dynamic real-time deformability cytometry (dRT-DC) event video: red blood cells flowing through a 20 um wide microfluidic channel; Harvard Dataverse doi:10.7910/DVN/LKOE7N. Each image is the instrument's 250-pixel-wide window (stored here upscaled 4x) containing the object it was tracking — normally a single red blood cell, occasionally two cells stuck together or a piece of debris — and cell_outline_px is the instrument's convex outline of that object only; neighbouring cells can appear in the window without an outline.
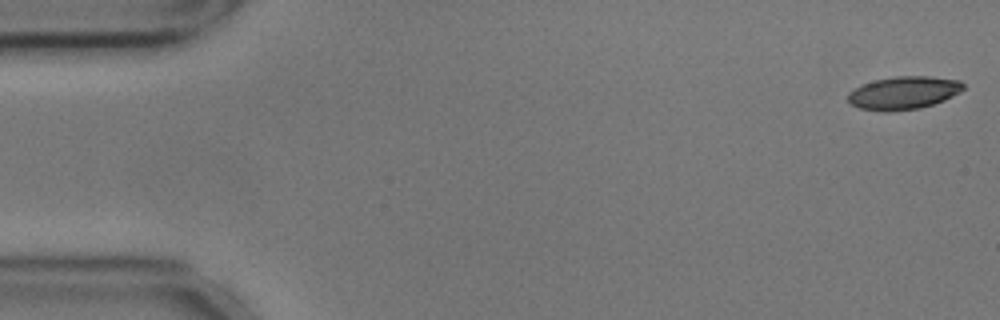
{"species": "common noctule bat (a hibernating species)", "species_latin": "Nyctalus noctula", "temperature_condition": "cold", "stored_images_in_passage": 55, "camera_frame_rate_fps": 3000, "um_per_image_px": 0.085, "animal": {"sex": "male", "body_mass_g": 17.9, "forearm_length_mm": 54.2}, "frame": {"image": 1, "passage_image": 1, "time_ms": 0.0, "image_size_px": [1000, 320], "cell_outline_px": [[964, 88], [960, 92], [944, 100], [920, 108], [888, 112], [880, 112], [860, 108], [852, 104], [848, 100], [848, 92], [864, 84], [876, 80], [896, 76], [928, 76], [960, 80], [964, 84]], "centroid_in_image_um": [76.82, 7.9], "position_along_channel_um": 8.2, "area_um2": 22.08}}
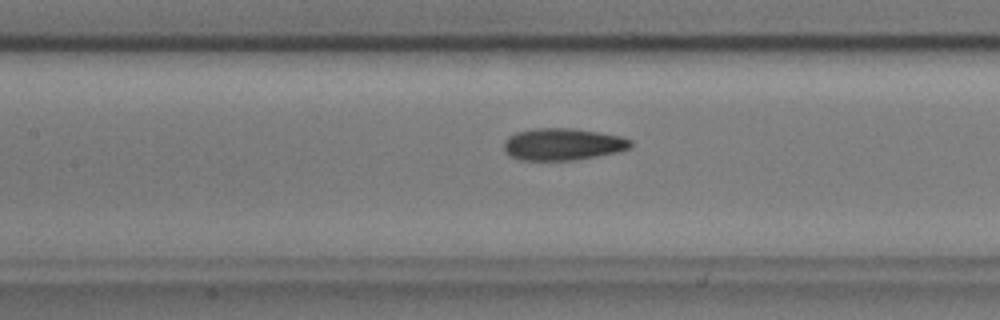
{"frame": {"image": 2, "passage_image": 24, "time_ms": 7.667, "image_size_px": [1000, 320], "cell_outline_px": [[632, 144], [628, 148], [620, 152], [572, 160], [520, 160], [508, 156], [504, 152], [504, 140], [508, 136], [516, 132], [536, 128], [572, 128], [620, 136], [632, 140]], "centroid_in_image_um": [47.79, 12.26], "position_along_channel_um": 159.6, "area_um2": 23.7}}
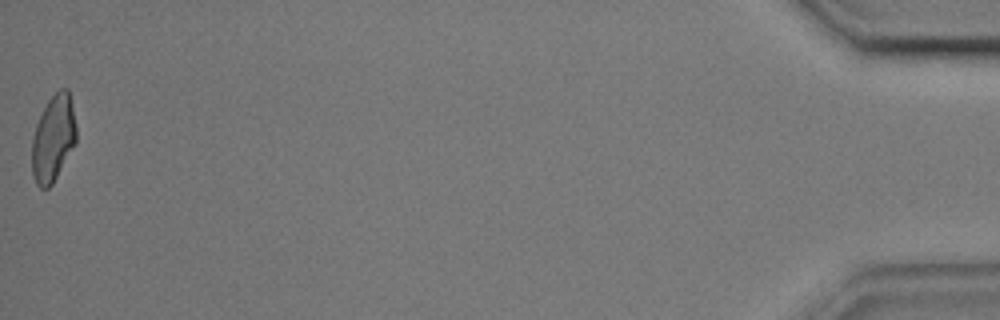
{"frame": {"image": 3, "passage_image": 55, "time_ms": 18.0, "image_size_px": [1000, 320], "cell_outline_px": [[76, 144], [52, 184], [48, 188], [40, 188], [36, 184], [32, 172], [32, 140], [36, 124], [48, 100], [60, 88], [68, 88], [76, 128]], "centroid_in_image_um": [4.52, 11.78], "position_along_channel_um": 430.7, "area_um2": 22.2}, "authors_computed_cell_mechanics": {"area_um2": 23.0622, "velocity_mm_per_s": 3.5821, "shape_relaxation_time_tau1_ms": 4.2763, "shape_relaxation_time_tau2_ms": 2.1472, "deformation_change_tau1": 0.1492, "deformation_change_tau2": 0.0902}}